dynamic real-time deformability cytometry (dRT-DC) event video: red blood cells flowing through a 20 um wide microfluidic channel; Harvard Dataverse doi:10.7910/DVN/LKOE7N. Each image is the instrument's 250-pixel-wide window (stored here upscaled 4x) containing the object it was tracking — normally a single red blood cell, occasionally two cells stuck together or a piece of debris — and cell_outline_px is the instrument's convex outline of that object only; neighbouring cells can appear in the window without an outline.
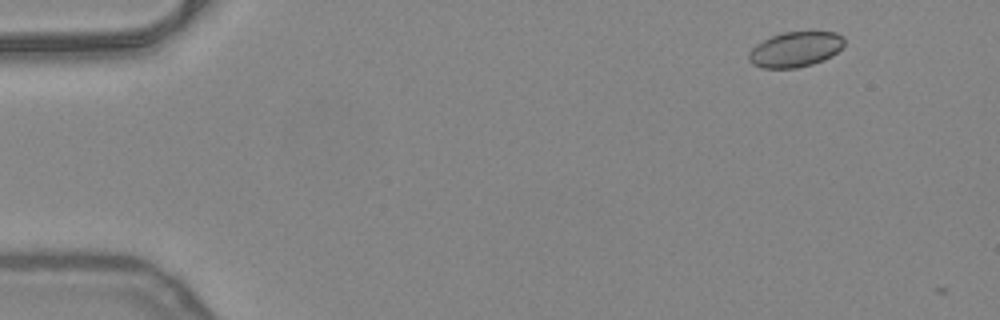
{"species": "common noctule bat (a hibernating species)", "species_latin": "Nyctalus noctula", "temperature_condition": "warm", "stored_images_in_passage": 8, "camera_frame_rate_fps": 3000, "um_per_image_px": 0.085, "animal": {"sex": "female", "body_mass_g": 24.6, "forearm_length_mm": 56.2}, "frame": {"image": 1, "passage_image": 1, "time_ms": 0.0, "image_size_px": [1000, 320], "cell_outline_px": [[844, 44], [832, 56], [824, 60], [812, 64], [796, 68], [764, 68], [752, 64], [748, 60], [748, 52], [756, 44], [772, 36], [784, 32], [836, 32], [844, 36]], "centroid_in_image_um": [67.6, 4.2], "position_along_channel_um": 17.4, "area_um2": 19.59}}